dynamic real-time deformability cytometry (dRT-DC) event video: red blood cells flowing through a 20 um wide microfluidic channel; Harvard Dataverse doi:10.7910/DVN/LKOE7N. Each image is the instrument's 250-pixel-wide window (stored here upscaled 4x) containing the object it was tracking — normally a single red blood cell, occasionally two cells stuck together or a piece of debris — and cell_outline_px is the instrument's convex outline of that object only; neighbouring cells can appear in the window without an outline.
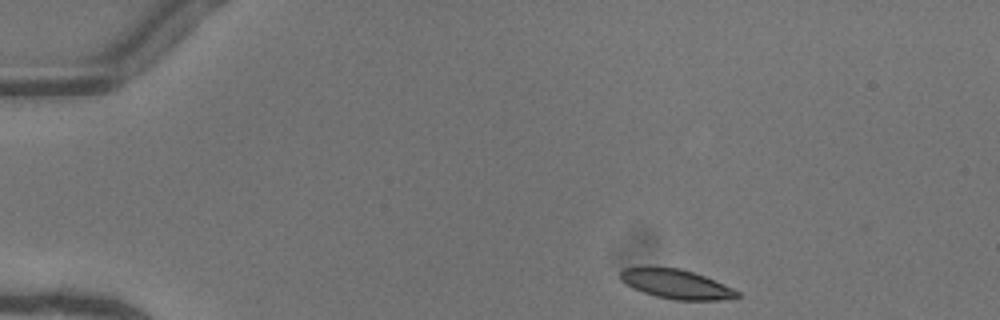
{"species": "common noctule bat (a hibernating species)", "species_latin": "Nyctalus noctula", "temperature_condition": "warm", "stored_images_in_passage": 43, "camera_frame_rate_fps": 3000, "um_per_image_px": 0.085, "animal": {"sex": "female"}, "frame": {"image": 1, "passage_image": 1, "time_ms": 0.0, "image_size_px": [1000, 320], "cell_outline_px": [[740, 296], [720, 300], [676, 300], [656, 296], [632, 288], [624, 284], [620, 280], [620, 272], [624, 268], [680, 268], [704, 276], [732, 288], [740, 292]], "centroid_in_image_um": [57.46, 24.16], "position_along_channel_um": 27.5, "area_um2": 19.59}}
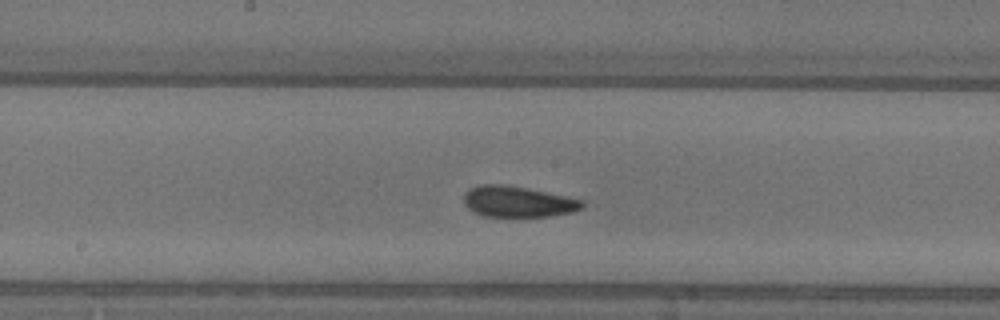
{"frame": {"image": 2, "passage_image": 20, "time_ms": 6.333, "image_size_px": [1000, 320], "cell_outline_px": [[584, 208], [572, 212], [548, 216], [484, 216], [468, 208], [464, 204], [464, 192], [468, 188], [480, 184], [504, 184], [584, 200]], "centroid_in_image_um": [43.99, 17.13], "position_along_channel_um": 204.2, "area_um2": 21.15}}
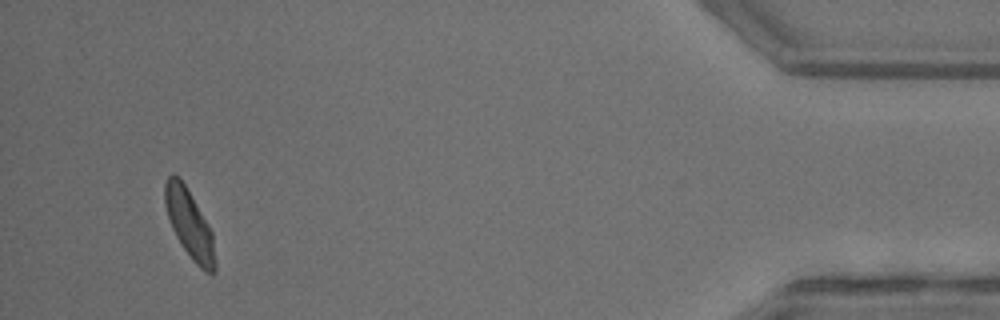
{"frame": {"image": 3, "passage_image": 41, "time_ms": 13.333, "image_size_px": [1000, 320], "cell_outline_px": [[216, 272], [212, 276], [200, 268], [192, 260], [176, 236], [172, 228], [164, 204], [164, 184], [168, 176], [172, 172], [184, 184], [208, 224], [212, 232], [216, 260]], "centroid_in_image_um": [16.11, 19.09], "position_along_channel_um": 419.1, "area_um2": 19.88}, "authors_computed_cell_mechanics": {"area_um2": 20.808, "velocity_mm_per_s": 4.0756, "shape_relaxation_time_tau1_ms": 3.298, "shape_relaxation_time_tau2_ms": 1.7072, "deformation_change_tau1": 0.1432, "deformation_change_tau2": 0.0881}}